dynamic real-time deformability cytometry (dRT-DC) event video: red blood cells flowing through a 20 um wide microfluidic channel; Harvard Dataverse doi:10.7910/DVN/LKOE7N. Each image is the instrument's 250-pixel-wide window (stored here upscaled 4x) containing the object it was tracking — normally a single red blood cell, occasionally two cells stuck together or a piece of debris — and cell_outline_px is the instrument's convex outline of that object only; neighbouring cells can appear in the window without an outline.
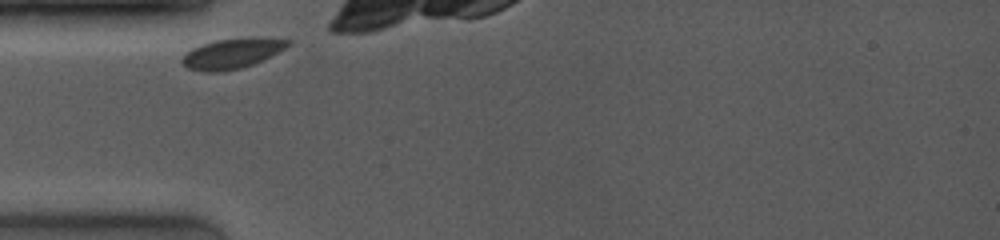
{"species": "common noctule bat (a hibernating species)", "species_latin": "Nyctalus noctula", "temperature_condition": "room temperature", "stored_images_in_passage": 9, "camera_frame_rate_fps": 4000, "um_per_image_px": 0.085, "animal": {"sex": "female", "body_mass_g": 19.0, "forearm_length_mm": 53.3}, "frame": {"image": 1, "passage_image": 1, "time_ms": 0.0, "image_size_px": [1000, 240], "cell_outline_px": [[292, 44], [252, 64], [240, 68], [220, 72], [200, 72], [188, 68], [180, 60], [192, 48], [200, 44], [216, 40], [252, 36], [256, 36], [292, 40]], "centroid_in_image_um": [19.71, 4.52], "position_along_channel_um": 65.3, "area_um2": 18.61}}
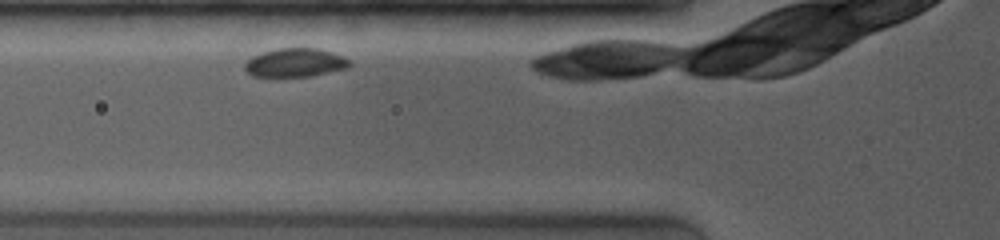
{"frame": {"image": 2, "passage_image": 2, "time_ms": 1.0, "image_size_px": [1000, 240], "cell_outline_px": [[352, 64], [348, 68], [312, 76], [252, 76], [244, 68], [244, 64], [252, 56], [260, 52], [276, 48], [320, 48], [344, 56]], "centroid_in_image_um": [25.1, 5.31], "position_along_channel_um": 100.7, "area_um2": 17.63}}